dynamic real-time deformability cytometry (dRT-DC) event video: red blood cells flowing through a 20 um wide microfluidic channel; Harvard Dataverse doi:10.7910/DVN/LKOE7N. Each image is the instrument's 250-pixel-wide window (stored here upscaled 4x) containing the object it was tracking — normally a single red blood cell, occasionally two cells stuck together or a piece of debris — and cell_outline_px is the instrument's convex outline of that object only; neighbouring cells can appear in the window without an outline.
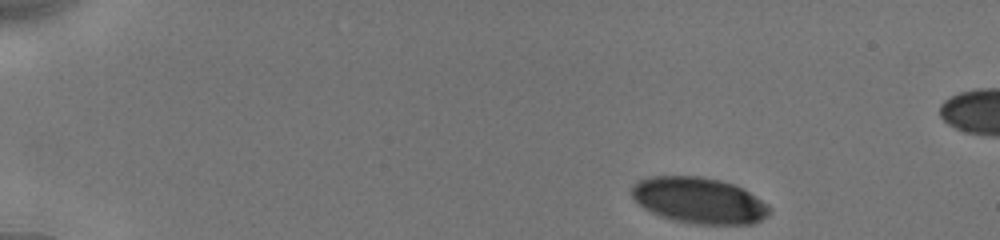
{"species": "human", "species_latin": "Homo sapiens", "temperature_condition": "cold", "stored_images_in_passage": 18, "camera_frame_rate_fps": 3000, "um_per_image_px": 0.085, "donor": {"sex": "male"}, "frame": {"image": 1, "passage_image": 1, "time_ms": 0.0, "image_size_px": [1000, 240], "cell_outline_px": [[772, 208], [768, 216], [752, 224], [696, 224], [676, 220], [660, 216], [644, 208], [632, 196], [632, 188], [640, 180], [652, 176], [700, 176], [720, 180], [732, 184], [748, 192], [768, 204]], "centroid_in_image_um": [59.44, 17.04], "position_along_channel_um": 25.6, "area_um2": 36.59}}